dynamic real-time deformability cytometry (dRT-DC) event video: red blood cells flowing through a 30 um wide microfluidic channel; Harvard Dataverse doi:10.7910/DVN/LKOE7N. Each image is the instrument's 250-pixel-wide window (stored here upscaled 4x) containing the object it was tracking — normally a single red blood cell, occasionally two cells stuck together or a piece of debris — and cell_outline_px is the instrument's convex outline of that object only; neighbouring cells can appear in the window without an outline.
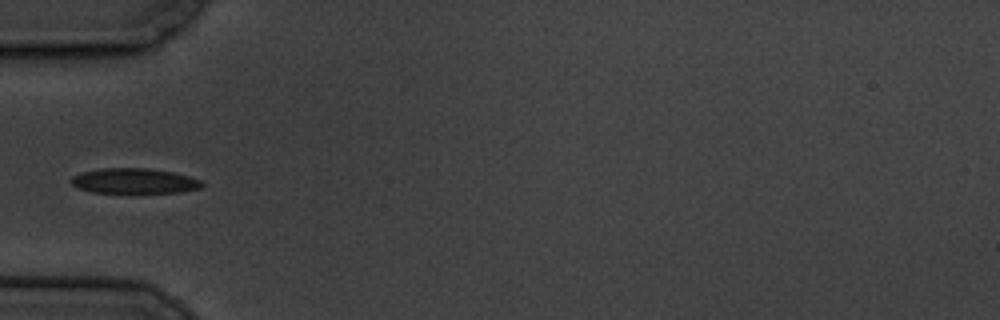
{"species": "common noctule bat (a hibernating species)", "species_latin": "Nyctalus noctula", "temperature_condition": "cold", "stored_images_in_passage": 12, "camera_frame_rate_fps": 3000, "um_per_image_px": 0.085, "animal": {"sex": "male", "body_mass_g": 19.5, "forearm_length_mm": 54.6}, "frame": {"image": 1, "passage_image": 5, "time_ms": 5.667, "image_size_px": [1000, 320], "cell_outline_px": [[204, 184], [200, 188], [180, 192], [92, 192], [76, 188], [68, 180], [72, 176], [80, 172], [100, 168], [148, 168], [172, 172], [188, 176], [200, 180]], "centroid_in_image_um": [11.34, 15.37], "position_along_channel_um": 73.7, "area_um2": 19.19}}
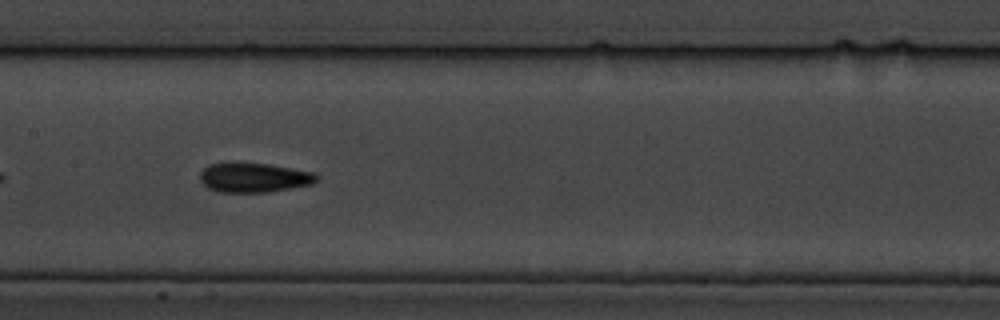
{"frame": {"image": 2, "passage_image": 8, "time_ms": 9.0, "image_size_px": [1000, 320], "cell_outline_px": [[320, 180], [312, 184], [268, 192], [220, 192], [208, 188], [200, 180], [200, 172], [208, 164], [268, 164], [316, 172], [320, 176]], "centroid_in_image_um": [21.65, 15.11], "position_along_channel_um": 185.7, "area_um2": 19.88}}
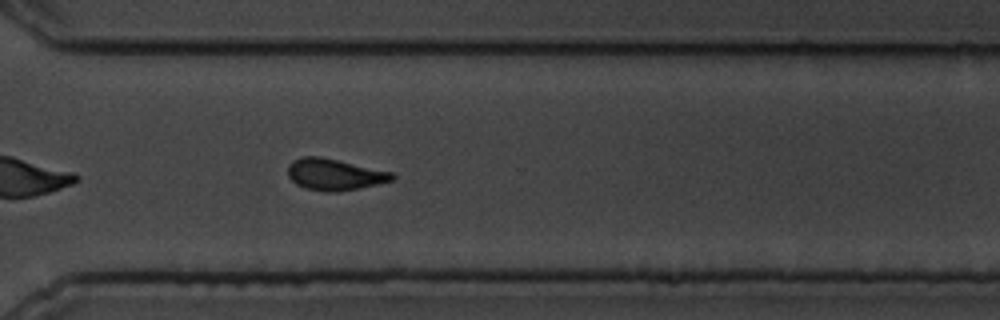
{"frame": {"image": 3, "passage_image": 12, "time_ms": 13.667, "image_size_px": [1000, 320], "cell_outline_px": [[396, 176], [392, 180], [360, 188], [336, 192], [328, 192], [304, 188], [296, 184], [288, 176], [288, 164], [292, 160], [300, 156], [320, 156], [392, 172]], "centroid_in_image_um": [28.39, 14.82], "position_along_channel_um": 342.2, "area_um2": 19.13}}